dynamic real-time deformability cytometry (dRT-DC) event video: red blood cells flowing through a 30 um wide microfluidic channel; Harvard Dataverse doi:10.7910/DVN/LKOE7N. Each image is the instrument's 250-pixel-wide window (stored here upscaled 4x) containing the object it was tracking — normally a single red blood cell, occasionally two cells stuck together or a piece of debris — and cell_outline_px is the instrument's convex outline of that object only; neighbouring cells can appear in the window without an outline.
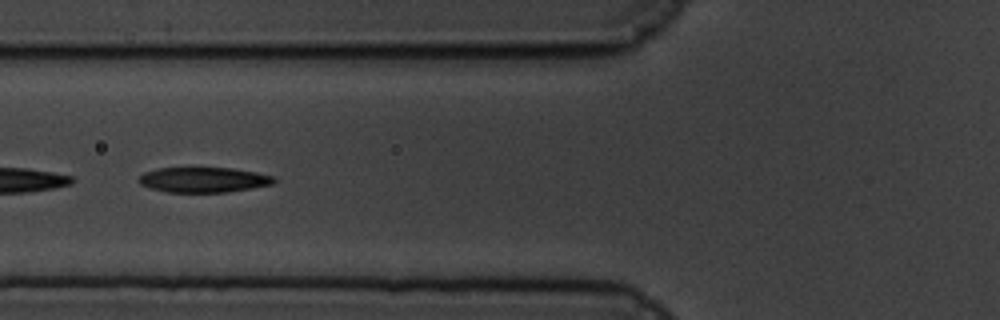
{"species": "common noctule bat (a hibernating species)", "species_latin": "Nyctalus noctula", "temperature_condition": "cold", "stored_images_in_passage": 26, "camera_frame_rate_fps": 3000, "um_per_image_px": 0.085, "animal": {"sex": "male", "body_mass_g": 19.5, "forearm_length_mm": 54.6}, "frame": {"image": 1, "passage_image": 23, "time_ms": 7.333, "image_size_px": [1000, 320], "cell_outline_px": [[276, 180], [272, 184], [228, 192], [168, 192], [152, 188], [140, 184], [136, 180], [144, 172], [156, 168], [232, 168], [256, 172], [276, 176]], "centroid_in_image_um": [17.3, 15.27], "position_along_channel_um": 108.5, "area_um2": 19.83}}